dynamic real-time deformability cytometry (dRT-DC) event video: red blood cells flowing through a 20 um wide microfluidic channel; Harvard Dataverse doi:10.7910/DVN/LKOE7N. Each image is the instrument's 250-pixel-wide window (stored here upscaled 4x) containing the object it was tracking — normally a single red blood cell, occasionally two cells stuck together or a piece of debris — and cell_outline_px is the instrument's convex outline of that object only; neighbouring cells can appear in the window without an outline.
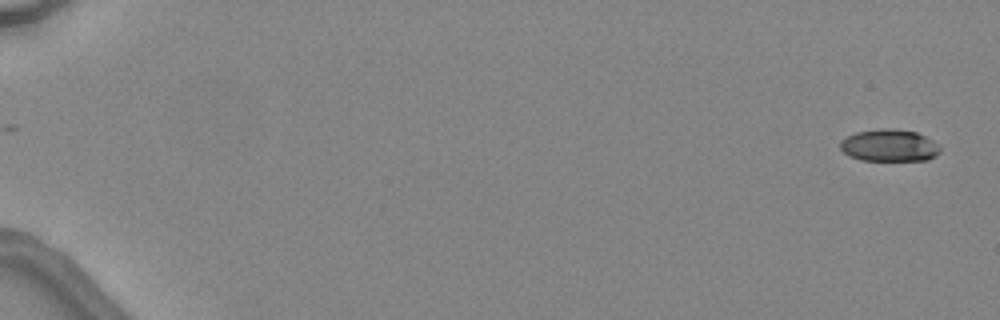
{"species": "common noctule bat (a hibernating species)", "species_latin": "Nyctalus noctula", "temperature_condition": "warm", "stored_images_in_passage": 3, "camera_frame_rate_fps": 3000, "um_per_image_px": 0.085, "animal": {"sex": "female", "body_mass_g": 24.6, "forearm_length_mm": 56.2}, "frame": {"image": 1, "passage_image": 1, "time_ms": 0.0, "image_size_px": [1000, 320], "cell_outline_px": [[940, 152], [936, 156], [928, 160], [860, 160], [848, 156], [840, 148], [840, 140], [856, 132], [880, 128], [892, 128], [916, 132], [932, 140], [940, 148]], "centroid_in_image_um": [75.57, 12.36], "position_along_channel_um": 9.4, "area_um2": 18.73}}